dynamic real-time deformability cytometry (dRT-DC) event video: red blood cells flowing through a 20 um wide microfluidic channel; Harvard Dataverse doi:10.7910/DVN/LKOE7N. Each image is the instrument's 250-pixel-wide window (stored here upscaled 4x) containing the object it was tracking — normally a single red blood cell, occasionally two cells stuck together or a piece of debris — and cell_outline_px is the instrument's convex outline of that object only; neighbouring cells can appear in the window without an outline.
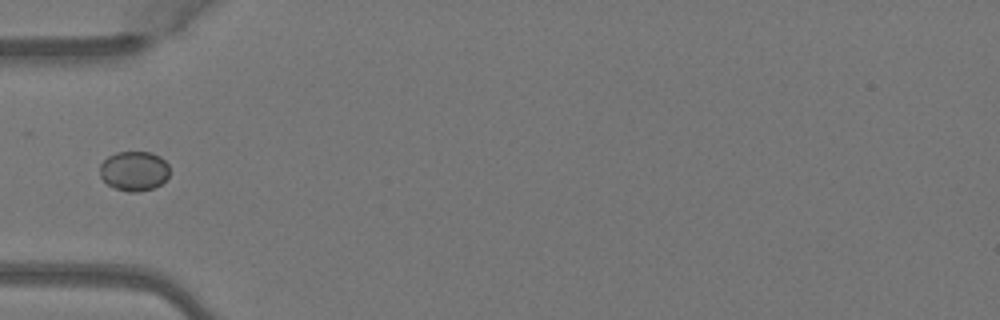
{"species": "Egyptian fruit bat (a non-hibernating species)", "species_latin": "Rousettus aegyptiacus", "temperature_condition": "warm", "stored_images_in_passage": 6, "camera_frame_rate_fps": 3000, "um_per_image_px": 0.085, "animal": {"sex": "female"}, "frame": {"image": 1, "passage_image": 6, "time_ms": 1.667, "image_size_px": [1000, 320], "cell_outline_px": [[168, 176], [160, 184], [152, 188], [136, 192], [128, 192], [116, 188], [108, 184], [100, 176], [100, 164], [108, 156], [116, 152], [152, 152], [160, 156], [168, 164]], "centroid_in_image_um": [11.39, 14.52], "position_along_channel_um": 73.6, "area_um2": 16.01}}